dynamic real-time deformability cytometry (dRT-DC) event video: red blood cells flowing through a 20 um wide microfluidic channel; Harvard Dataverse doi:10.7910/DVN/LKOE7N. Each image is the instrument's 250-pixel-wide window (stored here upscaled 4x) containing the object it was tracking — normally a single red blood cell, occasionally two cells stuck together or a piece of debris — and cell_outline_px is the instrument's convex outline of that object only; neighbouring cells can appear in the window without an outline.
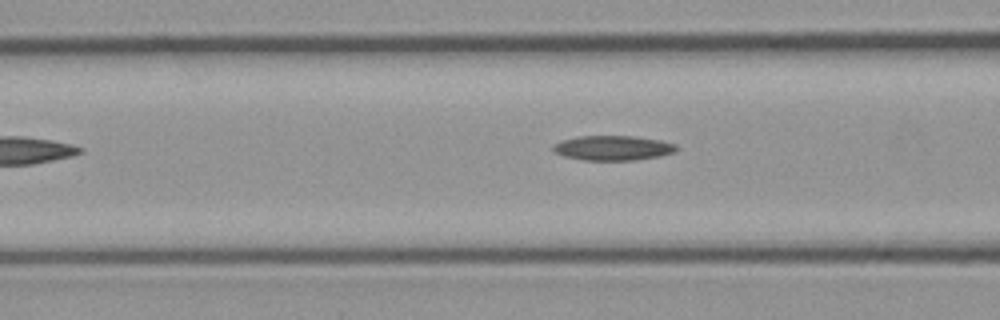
{"species": "common noctule bat (a hibernating species)", "species_latin": "Nyctalus noctula", "temperature_condition": "cold", "stored_images_in_passage": 26, "camera_frame_rate_fps": 3000, "um_per_image_px": 0.085, "animal": {"sex": "male", "body_mass_g": 23.1, "forearm_length_mm": 52.7}, "frame": {"image": 1, "passage_image": 4, "time_ms": 1.0, "image_size_px": [1000, 320], "cell_outline_px": [[680, 148], [676, 152], [660, 156], [636, 160], [584, 160], [564, 156], [556, 152], [552, 148], [552, 144], [560, 140], [576, 136], [632, 136], [660, 140], [676, 144]], "centroid_in_image_um": [52.11, 12.57], "position_along_channel_um": 114.5, "area_um2": 17.98}}
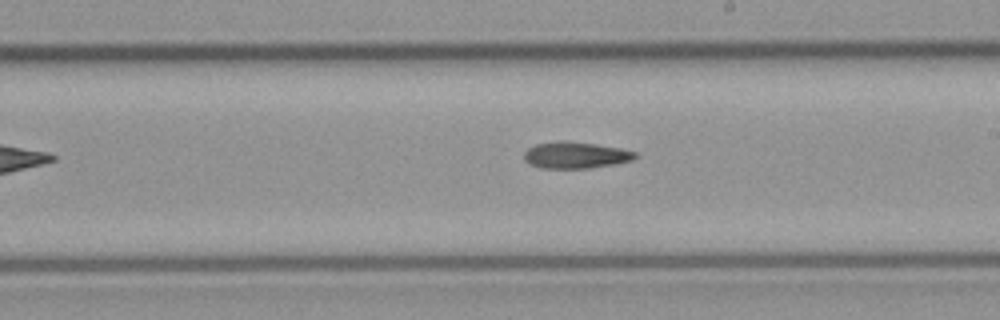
{"frame": {"image": 2, "passage_image": 14, "time_ms": 4.333, "image_size_px": [1000, 320], "cell_outline_px": [[640, 156], [632, 160], [616, 164], [588, 168], [540, 168], [524, 160], [524, 152], [528, 148], [536, 144], [560, 140], [564, 140], [620, 148], [636, 152]], "centroid_in_image_um": [48.94, 13.18], "position_along_channel_um": 240.1, "area_um2": 17.17}}
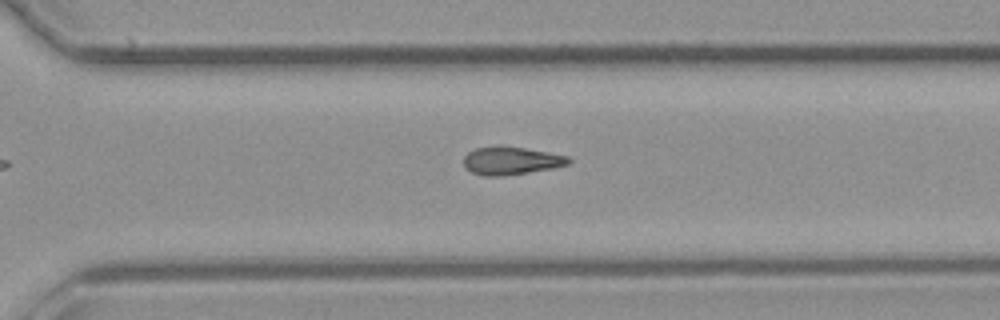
{"frame": {"image": 3, "passage_image": 21, "time_ms": 6.667, "image_size_px": [1000, 320], "cell_outline_px": [[572, 160], [568, 164], [556, 168], [500, 176], [484, 176], [472, 172], [464, 168], [464, 156], [468, 152], [476, 148], [524, 148], [548, 152], [568, 156]], "centroid_in_image_um": [43.47, 13.69], "position_along_channel_um": 327.1, "area_um2": 16.65}}